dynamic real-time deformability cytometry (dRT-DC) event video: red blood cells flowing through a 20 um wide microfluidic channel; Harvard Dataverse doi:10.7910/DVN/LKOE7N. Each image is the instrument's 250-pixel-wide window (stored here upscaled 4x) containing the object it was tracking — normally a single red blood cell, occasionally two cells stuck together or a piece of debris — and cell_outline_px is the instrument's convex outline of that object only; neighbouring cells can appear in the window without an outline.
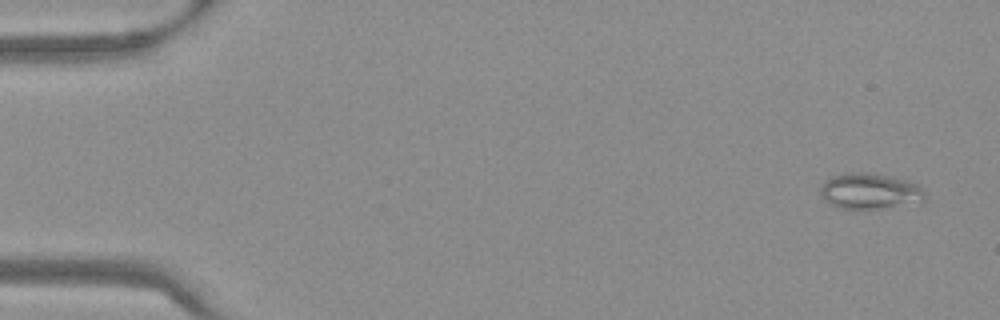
{"species": "Egyptian fruit bat (a non-hibernating species)", "species_latin": "Rousettus aegyptiacus", "temperature_condition": "warm", "stored_images_in_passage": 14, "camera_frame_rate_fps": 3000, "um_per_image_px": 0.085, "frame": {"image": 1, "passage_image": 3, "time_ms": 0.667, "image_size_px": [1000, 320], "cell_outline_px": [[924, 204], [884, 208], [840, 208], [828, 204], [820, 196], [820, 188], [832, 176], [844, 172], [872, 172], [908, 180], [920, 184], [924, 192]], "centroid_in_image_um": [74.0, 16.25], "position_along_channel_um": 11.0, "area_um2": 22.43}}